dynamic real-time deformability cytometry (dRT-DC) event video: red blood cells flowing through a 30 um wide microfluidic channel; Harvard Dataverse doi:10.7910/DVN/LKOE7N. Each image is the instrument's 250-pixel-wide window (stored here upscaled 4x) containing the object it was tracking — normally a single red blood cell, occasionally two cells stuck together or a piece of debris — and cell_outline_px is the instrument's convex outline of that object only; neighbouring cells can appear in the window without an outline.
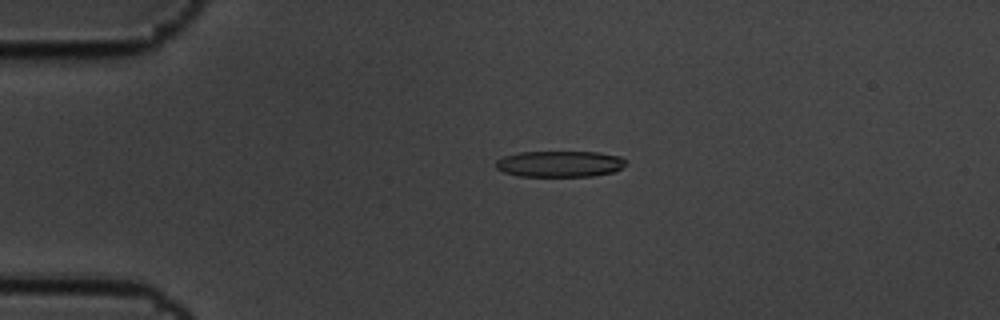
{"species": "common noctule bat (a hibernating species)", "species_latin": "Nyctalus noctula", "temperature_condition": "cold", "stored_images_in_passage": 4, "camera_frame_rate_fps": 3000, "um_per_image_px": 0.085, "animal": {"sex": "male", "body_mass_g": 19.5, "forearm_length_mm": 54.6}, "frame": {"image": 1, "passage_image": 3, "time_ms": 0.667, "image_size_px": [1000, 320], "cell_outline_px": [[628, 164], [616, 172], [592, 176], [520, 176], [504, 172], [496, 168], [496, 160], [504, 156], [520, 152], [600, 152], [620, 156], [628, 160]], "centroid_in_image_um": [47.66, 13.93], "position_along_channel_um": 37.3, "area_um2": 20.06}}